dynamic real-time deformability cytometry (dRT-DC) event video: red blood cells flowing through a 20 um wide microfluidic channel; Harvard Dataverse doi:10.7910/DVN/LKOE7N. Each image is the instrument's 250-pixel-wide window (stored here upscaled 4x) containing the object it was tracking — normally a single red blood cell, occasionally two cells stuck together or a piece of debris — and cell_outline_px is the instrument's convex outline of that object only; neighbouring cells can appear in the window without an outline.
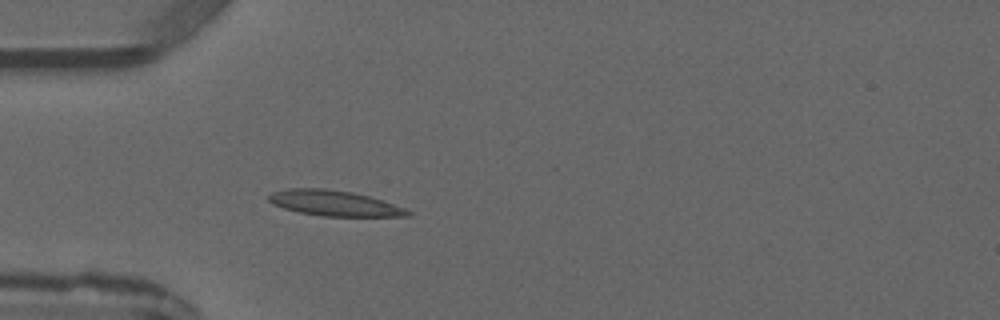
{"species": "common noctule bat (a hibernating species)", "species_latin": "Nyctalus noctula", "temperature_condition": "warm", "stored_images_in_passage": 4, "camera_frame_rate_fps": 3000, "um_per_image_px": 0.085, "animal": {"sex": "male", "forearm_length_mm": 52.5}, "frame": {"image": 1, "passage_image": 4, "time_ms": 3.333, "image_size_px": [1000, 320], "cell_outline_px": [[412, 216], [324, 216], [300, 212], [284, 208], [272, 204], [268, 200], [268, 196], [272, 192], [288, 188], [324, 188], [352, 192], [384, 200], [404, 208], [412, 212]], "centroid_in_image_um": [28.42, 17.26], "position_along_channel_um": 56.6, "area_um2": 20.58}}